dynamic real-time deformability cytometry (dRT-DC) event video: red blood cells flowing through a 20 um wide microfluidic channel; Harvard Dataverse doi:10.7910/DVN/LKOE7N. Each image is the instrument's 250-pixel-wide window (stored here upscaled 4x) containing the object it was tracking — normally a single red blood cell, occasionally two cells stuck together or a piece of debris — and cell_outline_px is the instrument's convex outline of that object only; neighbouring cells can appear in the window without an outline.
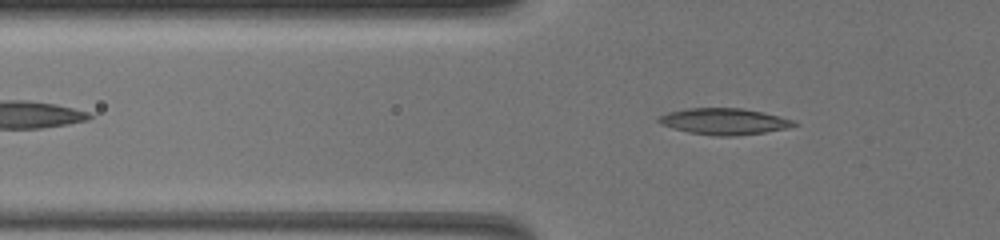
{"species": "common noctule bat (a hibernating species)", "species_latin": "Nyctalus noctula", "temperature_condition": "warm", "stored_images_in_passage": 55, "camera_frame_rate_fps": 3000, "um_per_image_px": 0.085, "animal": {"sex": "female", "body_mass_g": 19.5, "forearm_length_mm": 54.1}, "frame": {"image": 1, "passage_image": 15, "time_ms": 4.667, "image_size_px": [1000, 240], "cell_outline_px": [[800, 124], [788, 128], [764, 132], [736, 136], [716, 136], [688, 132], [672, 128], [660, 124], [656, 120], [660, 116], [668, 112], [688, 108], [744, 108], [780, 116], [796, 120]], "centroid_in_image_um": [61.58, 10.32], "position_along_channel_um": 64.2, "area_um2": 20.92}}
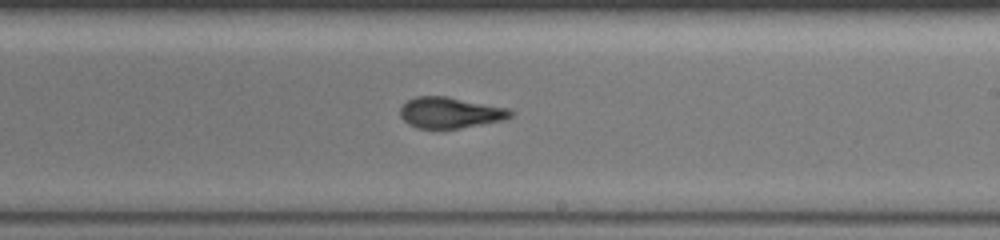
{"frame": {"image": 2, "passage_image": 33, "time_ms": 10.667, "image_size_px": [1000, 240], "cell_outline_px": [[516, 112], [512, 116], [504, 120], [460, 128], [416, 128], [408, 124], [400, 116], [400, 108], [408, 100], [416, 96], [444, 96], [508, 108]], "centroid_in_image_um": [38.27, 9.58], "position_along_channel_um": 250.7, "area_um2": 19.83}}
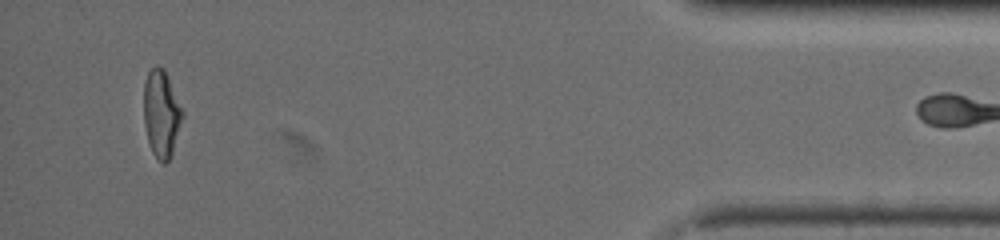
{"frame": {"image": 3, "passage_image": 54, "time_ms": 17.667, "image_size_px": [1000, 240], "cell_outline_px": [[184, 116], [172, 152], [168, 160], [164, 164], [152, 152], [148, 140], [144, 124], [144, 84], [148, 72], [156, 64], [164, 68], [184, 112]], "centroid_in_image_um": [13.72, 9.63], "position_along_channel_um": 421.5, "area_um2": 19.54}}